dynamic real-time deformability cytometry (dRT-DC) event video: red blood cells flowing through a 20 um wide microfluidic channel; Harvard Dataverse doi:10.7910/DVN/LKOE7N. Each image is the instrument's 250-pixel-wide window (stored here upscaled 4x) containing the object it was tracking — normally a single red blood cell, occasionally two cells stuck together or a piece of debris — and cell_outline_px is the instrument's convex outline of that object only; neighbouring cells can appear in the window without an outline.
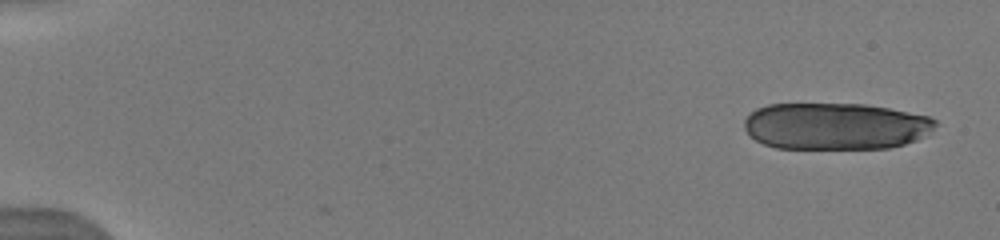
{"species": "human", "species_latin": "Homo sapiens", "temperature_condition": "warm", "stored_images_in_passage": 17, "camera_frame_rate_fps": 3000, "um_per_image_px": 0.085, "donor": {"sex": "male"}, "frame": {"image": 1, "passage_image": 1, "time_ms": 0.0, "image_size_px": [1000, 240], "cell_outline_px": [[936, 124], [932, 128], [916, 140], [904, 144], [888, 148], [776, 148], [764, 144], [748, 136], [744, 128], [744, 120], [756, 108], [768, 104], [864, 104], [888, 108], [928, 116], [936, 120]], "centroid_in_image_um": [70.95, 10.72], "position_along_channel_um": 14.0, "area_um2": 51.96}, "authors_computed_cell_mechanics": {"area_um2": 33.524, "velocity_mm_per_s": 4.0956, "shape_relaxation_time_tau1_ms": 6.2434, "shape_relaxation_time_tau2_ms": 1.1664, "deformation_change_tau1": 0.1664, "deformation_change_tau2": 0.0482}}